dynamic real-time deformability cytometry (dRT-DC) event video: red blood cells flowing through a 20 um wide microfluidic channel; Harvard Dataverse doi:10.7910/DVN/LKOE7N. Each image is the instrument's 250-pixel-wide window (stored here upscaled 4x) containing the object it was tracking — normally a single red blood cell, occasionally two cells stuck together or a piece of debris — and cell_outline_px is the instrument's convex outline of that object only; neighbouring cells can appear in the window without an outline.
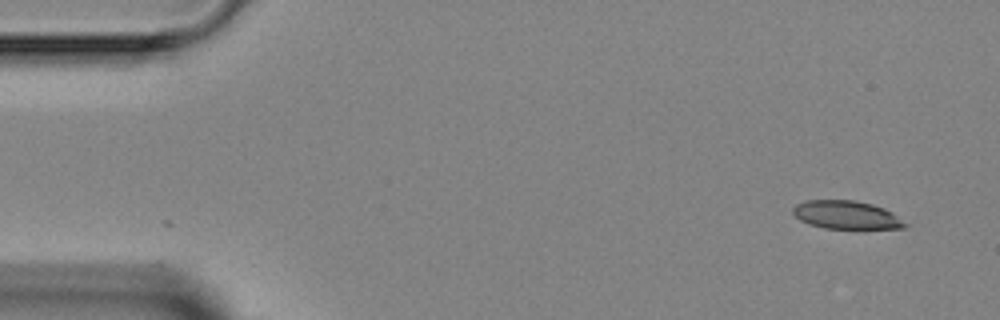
{"species": "Egyptian fruit bat (a non-hibernating species)", "species_latin": "Rousettus aegyptiacus", "temperature_condition": "room temperature", "stored_images_in_passage": 5, "segment_of_instrument_passage": [1, 2], "camera_frame_rate_fps": 3000, "um_per_image_px": 0.085, "animal": {"sex": "female"}, "frame": {"image": 1, "passage_image": 1, "time_ms": 0.0, "image_size_px": [1000, 320], "cell_outline_px": [[908, 224], [904, 228], [824, 228], [808, 224], [800, 220], [792, 212], [792, 208], [796, 204], [808, 200], [852, 200], [872, 204], [884, 208], [892, 212]], "centroid_in_image_um": [71.93, 18.26], "position_along_channel_um": 13.1, "area_um2": 18.32}}
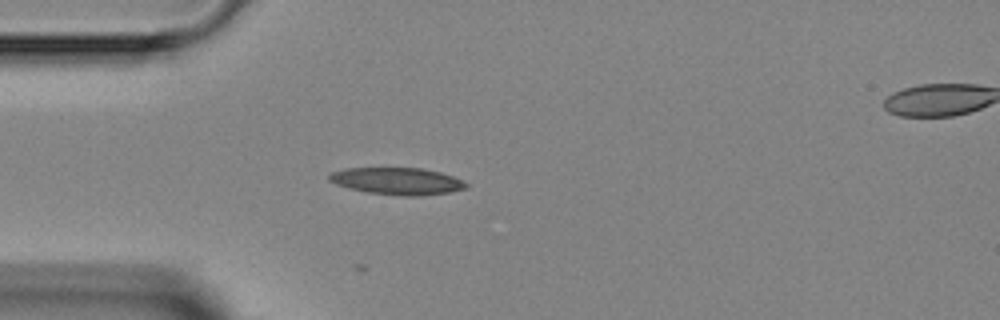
{"frame": {"image": 2, "passage_image": 4, "time_ms": 3.333, "image_size_px": [1000, 320], "cell_outline_px": [[468, 188], [452, 192], [420, 196], [400, 196], [368, 192], [348, 188], [336, 184], [328, 180], [328, 172], [344, 168], [420, 168], [440, 172], [452, 176], [468, 184]], "centroid_in_image_um": [33.73, 15.4], "position_along_channel_um": 51.3, "area_um2": 21.73}}